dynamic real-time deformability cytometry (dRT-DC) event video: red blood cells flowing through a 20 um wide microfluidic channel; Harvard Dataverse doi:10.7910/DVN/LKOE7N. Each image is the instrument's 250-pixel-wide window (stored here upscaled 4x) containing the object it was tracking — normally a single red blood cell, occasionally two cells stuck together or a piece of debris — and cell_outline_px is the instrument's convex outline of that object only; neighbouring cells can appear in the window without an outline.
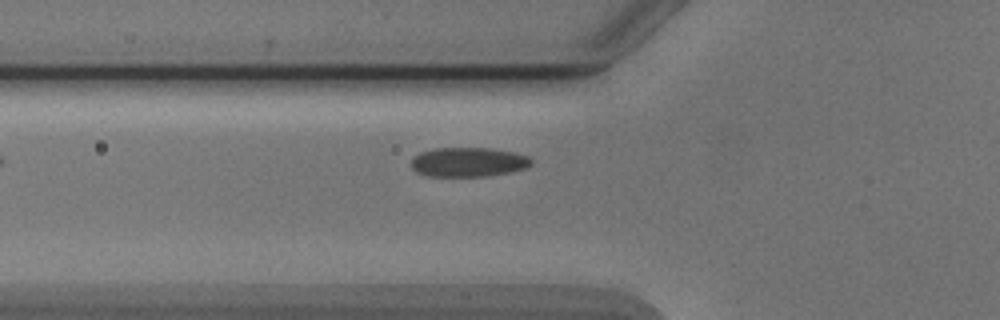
{"species": "Egyptian fruit bat (a non-hibernating species)", "species_latin": "Rousettus aegyptiacus", "temperature_condition": "cold", "stored_images_in_passage": 8, "camera_frame_rate_fps": 3000, "um_per_image_px": 0.085, "animal": {"sex": "male"}, "frame": {"image": 1, "passage_image": 8, "time_ms": 9.333, "image_size_px": [1000, 320], "cell_outline_px": [[532, 164], [524, 168], [512, 172], [488, 176], [428, 176], [416, 172], [412, 168], [412, 156], [420, 152], [436, 148], [492, 148], [512, 152], [528, 156], [532, 160]], "centroid_in_image_um": [39.8, 13.77], "position_along_channel_um": 86.0, "area_um2": 20.63}}